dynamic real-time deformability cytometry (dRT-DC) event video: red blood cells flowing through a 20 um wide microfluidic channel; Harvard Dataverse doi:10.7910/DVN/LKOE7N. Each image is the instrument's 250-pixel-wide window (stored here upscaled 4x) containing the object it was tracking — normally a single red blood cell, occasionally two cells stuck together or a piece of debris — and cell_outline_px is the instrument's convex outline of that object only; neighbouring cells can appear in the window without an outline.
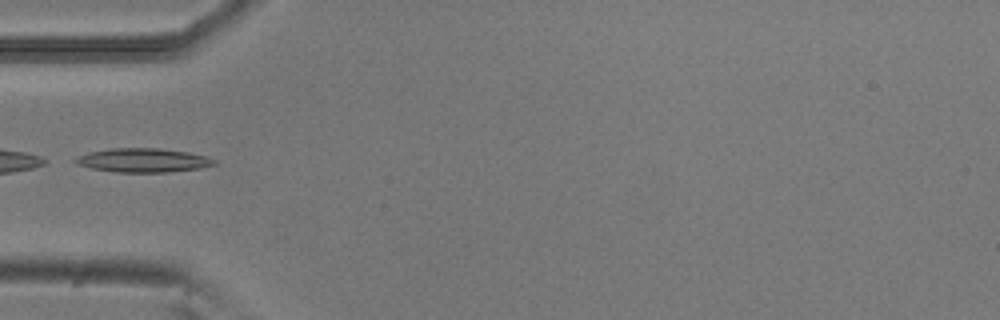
{"species": "common noctule bat (a hibernating species)", "species_latin": "Nyctalus noctula", "temperature_condition": "room temperature", "stored_images_in_passage": 5, "camera_frame_rate_fps": 3000, "um_per_image_px": 0.085, "animal": {"sex": "male", "body_mass_g": 20.5, "forearm_length_mm": 52.5}, "frame": {"image": 1, "passage_image": 4, "time_ms": 1.0, "image_size_px": [1000, 320], "cell_outline_px": [[216, 164], [200, 168], [168, 172], [116, 172], [92, 168], [76, 164], [72, 160], [76, 156], [88, 152], [108, 148], [160, 148], [188, 152], [204, 156], [216, 160]], "centroid_in_image_um": [12.11, 13.61], "position_along_channel_um": 72.9, "area_um2": 19.42}}
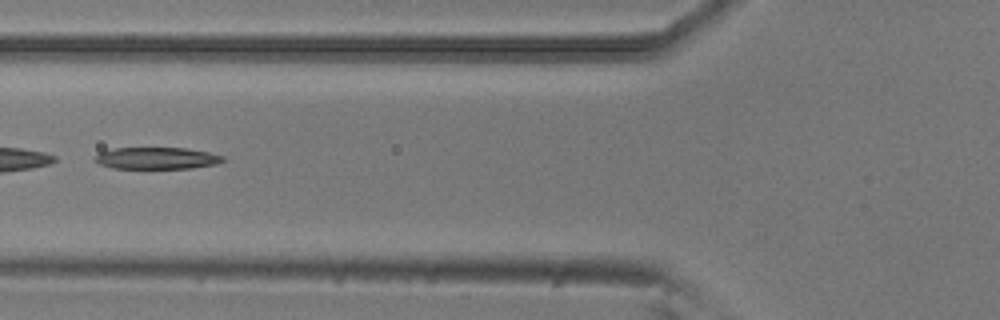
{"frame": {"image": 2, "passage_image": 5, "time_ms": 1.333, "image_size_px": [1000, 320], "cell_outline_px": [[228, 160], [216, 164], [192, 168], [112, 168], [100, 164], [92, 160], [100, 152], [116, 148], [184, 148], [208, 152], [224, 156]], "centroid_in_image_um": [13.35, 13.45], "position_along_channel_um": 112.4, "area_um2": 16.24}}